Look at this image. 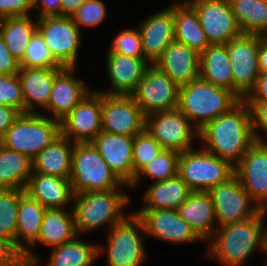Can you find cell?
Returning <instances> with one entry per match:
<instances>
[{"mask_svg": "<svg viewBox=\"0 0 267 266\" xmlns=\"http://www.w3.org/2000/svg\"><path fill=\"white\" fill-rule=\"evenodd\" d=\"M198 140L204 142L203 149L235 167L256 141L249 104L241 100L229 112L209 121L199 130Z\"/></svg>", "mask_w": 267, "mask_h": 266, "instance_id": "cell-1", "label": "cell"}, {"mask_svg": "<svg viewBox=\"0 0 267 266\" xmlns=\"http://www.w3.org/2000/svg\"><path fill=\"white\" fill-rule=\"evenodd\" d=\"M266 213L267 210H261L252 218L217 228L206 256L218 259L225 266H245L242 264L256 247L267 253V230L263 229Z\"/></svg>", "mask_w": 267, "mask_h": 266, "instance_id": "cell-2", "label": "cell"}, {"mask_svg": "<svg viewBox=\"0 0 267 266\" xmlns=\"http://www.w3.org/2000/svg\"><path fill=\"white\" fill-rule=\"evenodd\" d=\"M240 101L233 91L200 77L179 87L178 109L198 130L229 112Z\"/></svg>", "mask_w": 267, "mask_h": 266, "instance_id": "cell-3", "label": "cell"}, {"mask_svg": "<svg viewBox=\"0 0 267 266\" xmlns=\"http://www.w3.org/2000/svg\"><path fill=\"white\" fill-rule=\"evenodd\" d=\"M75 229L77 235L95 230L107 222L109 229L120 223L126 216L122 208L130 198L120 190L81 192L73 196Z\"/></svg>", "mask_w": 267, "mask_h": 266, "instance_id": "cell-4", "label": "cell"}, {"mask_svg": "<svg viewBox=\"0 0 267 266\" xmlns=\"http://www.w3.org/2000/svg\"><path fill=\"white\" fill-rule=\"evenodd\" d=\"M60 135V121L38 112L23 113L6 130L0 144L33 159Z\"/></svg>", "mask_w": 267, "mask_h": 266, "instance_id": "cell-5", "label": "cell"}, {"mask_svg": "<svg viewBox=\"0 0 267 266\" xmlns=\"http://www.w3.org/2000/svg\"><path fill=\"white\" fill-rule=\"evenodd\" d=\"M70 183L74 194L129 187L117 178L91 142L74 143Z\"/></svg>", "mask_w": 267, "mask_h": 266, "instance_id": "cell-6", "label": "cell"}, {"mask_svg": "<svg viewBox=\"0 0 267 266\" xmlns=\"http://www.w3.org/2000/svg\"><path fill=\"white\" fill-rule=\"evenodd\" d=\"M178 175L192 191H208L232 178L235 167L203 148H192L180 153Z\"/></svg>", "mask_w": 267, "mask_h": 266, "instance_id": "cell-7", "label": "cell"}, {"mask_svg": "<svg viewBox=\"0 0 267 266\" xmlns=\"http://www.w3.org/2000/svg\"><path fill=\"white\" fill-rule=\"evenodd\" d=\"M144 224L133 212L108 231L107 265L141 266L146 259L143 245ZM142 235V236H141Z\"/></svg>", "mask_w": 267, "mask_h": 266, "instance_id": "cell-8", "label": "cell"}, {"mask_svg": "<svg viewBox=\"0 0 267 266\" xmlns=\"http://www.w3.org/2000/svg\"><path fill=\"white\" fill-rule=\"evenodd\" d=\"M233 75V92L245 100L255 89L259 72V35L242 34L226 43Z\"/></svg>", "mask_w": 267, "mask_h": 266, "instance_id": "cell-9", "label": "cell"}, {"mask_svg": "<svg viewBox=\"0 0 267 266\" xmlns=\"http://www.w3.org/2000/svg\"><path fill=\"white\" fill-rule=\"evenodd\" d=\"M80 30L71 16L44 17L37 20V32L62 67L76 68L78 50L82 44Z\"/></svg>", "mask_w": 267, "mask_h": 266, "instance_id": "cell-10", "label": "cell"}, {"mask_svg": "<svg viewBox=\"0 0 267 266\" xmlns=\"http://www.w3.org/2000/svg\"><path fill=\"white\" fill-rule=\"evenodd\" d=\"M131 96L146 117L177 109L179 86L156 65L150 64Z\"/></svg>", "mask_w": 267, "mask_h": 266, "instance_id": "cell-11", "label": "cell"}, {"mask_svg": "<svg viewBox=\"0 0 267 266\" xmlns=\"http://www.w3.org/2000/svg\"><path fill=\"white\" fill-rule=\"evenodd\" d=\"M207 193L214 207L218 227L252 218L261 211L236 175L210 188Z\"/></svg>", "mask_w": 267, "mask_h": 266, "instance_id": "cell-12", "label": "cell"}, {"mask_svg": "<svg viewBox=\"0 0 267 266\" xmlns=\"http://www.w3.org/2000/svg\"><path fill=\"white\" fill-rule=\"evenodd\" d=\"M145 129L166 150L178 153L192 149V138H198L199 130L177 108L145 117Z\"/></svg>", "mask_w": 267, "mask_h": 266, "instance_id": "cell-13", "label": "cell"}, {"mask_svg": "<svg viewBox=\"0 0 267 266\" xmlns=\"http://www.w3.org/2000/svg\"><path fill=\"white\" fill-rule=\"evenodd\" d=\"M197 12L210 44H226L243 34L228 0H186Z\"/></svg>", "mask_w": 267, "mask_h": 266, "instance_id": "cell-14", "label": "cell"}, {"mask_svg": "<svg viewBox=\"0 0 267 266\" xmlns=\"http://www.w3.org/2000/svg\"><path fill=\"white\" fill-rule=\"evenodd\" d=\"M102 92H89L60 121L61 135L74 143L91 142L102 131Z\"/></svg>", "mask_w": 267, "mask_h": 266, "instance_id": "cell-15", "label": "cell"}, {"mask_svg": "<svg viewBox=\"0 0 267 266\" xmlns=\"http://www.w3.org/2000/svg\"><path fill=\"white\" fill-rule=\"evenodd\" d=\"M102 131L134 137L145 129V116L131 95L102 93Z\"/></svg>", "mask_w": 267, "mask_h": 266, "instance_id": "cell-16", "label": "cell"}, {"mask_svg": "<svg viewBox=\"0 0 267 266\" xmlns=\"http://www.w3.org/2000/svg\"><path fill=\"white\" fill-rule=\"evenodd\" d=\"M235 175L261 210H267V141L256 140L235 166Z\"/></svg>", "mask_w": 267, "mask_h": 266, "instance_id": "cell-17", "label": "cell"}, {"mask_svg": "<svg viewBox=\"0 0 267 266\" xmlns=\"http://www.w3.org/2000/svg\"><path fill=\"white\" fill-rule=\"evenodd\" d=\"M143 222L145 235L171 242L201 241L190 225L173 209H139L134 212Z\"/></svg>", "mask_w": 267, "mask_h": 266, "instance_id": "cell-18", "label": "cell"}, {"mask_svg": "<svg viewBox=\"0 0 267 266\" xmlns=\"http://www.w3.org/2000/svg\"><path fill=\"white\" fill-rule=\"evenodd\" d=\"M133 140L131 136L101 131L91 141L112 172L128 186L133 182Z\"/></svg>", "mask_w": 267, "mask_h": 266, "instance_id": "cell-19", "label": "cell"}, {"mask_svg": "<svg viewBox=\"0 0 267 266\" xmlns=\"http://www.w3.org/2000/svg\"><path fill=\"white\" fill-rule=\"evenodd\" d=\"M138 30L144 58L150 63L161 57L166 47L175 40L174 4L141 21Z\"/></svg>", "mask_w": 267, "mask_h": 266, "instance_id": "cell-20", "label": "cell"}, {"mask_svg": "<svg viewBox=\"0 0 267 266\" xmlns=\"http://www.w3.org/2000/svg\"><path fill=\"white\" fill-rule=\"evenodd\" d=\"M46 208L25 190H19L18 222L16 227V248L23 254L25 262L39 264L38 257L31 251L37 241ZM21 240L27 242L25 247Z\"/></svg>", "mask_w": 267, "mask_h": 266, "instance_id": "cell-21", "label": "cell"}, {"mask_svg": "<svg viewBox=\"0 0 267 266\" xmlns=\"http://www.w3.org/2000/svg\"><path fill=\"white\" fill-rule=\"evenodd\" d=\"M74 67H64L53 80L48 106L53 119L63 120L90 90L74 76Z\"/></svg>", "mask_w": 267, "mask_h": 266, "instance_id": "cell-22", "label": "cell"}, {"mask_svg": "<svg viewBox=\"0 0 267 266\" xmlns=\"http://www.w3.org/2000/svg\"><path fill=\"white\" fill-rule=\"evenodd\" d=\"M200 54L187 45L173 41L155 62L179 87L200 77Z\"/></svg>", "mask_w": 267, "mask_h": 266, "instance_id": "cell-23", "label": "cell"}, {"mask_svg": "<svg viewBox=\"0 0 267 266\" xmlns=\"http://www.w3.org/2000/svg\"><path fill=\"white\" fill-rule=\"evenodd\" d=\"M108 76L112 89L102 92L110 95H131L150 63L144 57H133L108 51L106 56Z\"/></svg>", "mask_w": 267, "mask_h": 266, "instance_id": "cell-24", "label": "cell"}, {"mask_svg": "<svg viewBox=\"0 0 267 266\" xmlns=\"http://www.w3.org/2000/svg\"><path fill=\"white\" fill-rule=\"evenodd\" d=\"M64 67H19L18 76L24 99V113H37L35 107L45 109L51 93L54 77Z\"/></svg>", "mask_w": 267, "mask_h": 266, "instance_id": "cell-25", "label": "cell"}, {"mask_svg": "<svg viewBox=\"0 0 267 266\" xmlns=\"http://www.w3.org/2000/svg\"><path fill=\"white\" fill-rule=\"evenodd\" d=\"M25 192L46 209H64L73 201L74 192L68 179L32 172Z\"/></svg>", "mask_w": 267, "mask_h": 266, "instance_id": "cell-26", "label": "cell"}, {"mask_svg": "<svg viewBox=\"0 0 267 266\" xmlns=\"http://www.w3.org/2000/svg\"><path fill=\"white\" fill-rule=\"evenodd\" d=\"M176 210L201 240L209 241L213 237L217 221L207 191H192Z\"/></svg>", "mask_w": 267, "mask_h": 266, "instance_id": "cell-27", "label": "cell"}, {"mask_svg": "<svg viewBox=\"0 0 267 266\" xmlns=\"http://www.w3.org/2000/svg\"><path fill=\"white\" fill-rule=\"evenodd\" d=\"M73 148L74 142L60 135L32 159V172L70 181Z\"/></svg>", "mask_w": 267, "mask_h": 266, "instance_id": "cell-28", "label": "cell"}, {"mask_svg": "<svg viewBox=\"0 0 267 266\" xmlns=\"http://www.w3.org/2000/svg\"><path fill=\"white\" fill-rule=\"evenodd\" d=\"M179 2L174 4L175 41L200 54L210 43L201 27L196 10L186 0Z\"/></svg>", "mask_w": 267, "mask_h": 266, "instance_id": "cell-29", "label": "cell"}, {"mask_svg": "<svg viewBox=\"0 0 267 266\" xmlns=\"http://www.w3.org/2000/svg\"><path fill=\"white\" fill-rule=\"evenodd\" d=\"M191 192L189 186L177 174L167 180L153 182L144 193L145 205L140 209L176 210Z\"/></svg>", "mask_w": 267, "mask_h": 266, "instance_id": "cell-30", "label": "cell"}, {"mask_svg": "<svg viewBox=\"0 0 267 266\" xmlns=\"http://www.w3.org/2000/svg\"><path fill=\"white\" fill-rule=\"evenodd\" d=\"M200 78L233 91V75L226 44H210L200 53Z\"/></svg>", "mask_w": 267, "mask_h": 266, "instance_id": "cell-31", "label": "cell"}, {"mask_svg": "<svg viewBox=\"0 0 267 266\" xmlns=\"http://www.w3.org/2000/svg\"><path fill=\"white\" fill-rule=\"evenodd\" d=\"M73 210L68 214L65 209H46L37 242L55 248L77 237Z\"/></svg>", "mask_w": 267, "mask_h": 266, "instance_id": "cell-32", "label": "cell"}, {"mask_svg": "<svg viewBox=\"0 0 267 266\" xmlns=\"http://www.w3.org/2000/svg\"><path fill=\"white\" fill-rule=\"evenodd\" d=\"M32 174V159L0 144V189L25 190Z\"/></svg>", "mask_w": 267, "mask_h": 266, "instance_id": "cell-33", "label": "cell"}, {"mask_svg": "<svg viewBox=\"0 0 267 266\" xmlns=\"http://www.w3.org/2000/svg\"><path fill=\"white\" fill-rule=\"evenodd\" d=\"M30 17H5L0 23V36L18 62L23 59L29 41L37 32V20L34 22Z\"/></svg>", "mask_w": 267, "mask_h": 266, "instance_id": "cell-34", "label": "cell"}, {"mask_svg": "<svg viewBox=\"0 0 267 266\" xmlns=\"http://www.w3.org/2000/svg\"><path fill=\"white\" fill-rule=\"evenodd\" d=\"M104 250L94 244L74 238L52 248L47 266H91Z\"/></svg>", "mask_w": 267, "mask_h": 266, "instance_id": "cell-35", "label": "cell"}, {"mask_svg": "<svg viewBox=\"0 0 267 266\" xmlns=\"http://www.w3.org/2000/svg\"><path fill=\"white\" fill-rule=\"evenodd\" d=\"M243 34L267 32V0H228Z\"/></svg>", "mask_w": 267, "mask_h": 266, "instance_id": "cell-36", "label": "cell"}, {"mask_svg": "<svg viewBox=\"0 0 267 266\" xmlns=\"http://www.w3.org/2000/svg\"><path fill=\"white\" fill-rule=\"evenodd\" d=\"M179 155L180 153L176 151L164 149L136 174L129 187H135L143 176L150 177L155 182L176 176L178 174Z\"/></svg>", "mask_w": 267, "mask_h": 266, "instance_id": "cell-37", "label": "cell"}, {"mask_svg": "<svg viewBox=\"0 0 267 266\" xmlns=\"http://www.w3.org/2000/svg\"><path fill=\"white\" fill-rule=\"evenodd\" d=\"M19 190L0 189V237L11 241L16 247Z\"/></svg>", "mask_w": 267, "mask_h": 266, "instance_id": "cell-38", "label": "cell"}, {"mask_svg": "<svg viewBox=\"0 0 267 266\" xmlns=\"http://www.w3.org/2000/svg\"><path fill=\"white\" fill-rule=\"evenodd\" d=\"M163 150L159 142L146 129L134 136L132 150L133 181L136 174Z\"/></svg>", "mask_w": 267, "mask_h": 266, "instance_id": "cell-39", "label": "cell"}, {"mask_svg": "<svg viewBox=\"0 0 267 266\" xmlns=\"http://www.w3.org/2000/svg\"><path fill=\"white\" fill-rule=\"evenodd\" d=\"M20 67L26 68H52L62 67L52 56L50 49L38 32L29 41Z\"/></svg>", "mask_w": 267, "mask_h": 266, "instance_id": "cell-40", "label": "cell"}, {"mask_svg": "<svg viewBox=\"0 0 267 266\" xmlns=\"http://www.w3.org/2000/svg\"><path fill=\"white\" fill-rule=\"evenodd\" d=\"M0 105H7L24 113V99L18 74L0 75Z\"/></svg>", "mask_w": 267, "mask_h": 266, "instance_id": "cell-41", "label": "cell"}, {"mask_svg": "<svg viewBox=\"0 0 267 266\" xmlns=\"http://www.w3.org/2000/svg\"><path fill=\"white\" fill-rule=\"evenodd\" d=\"M106 12V6L103 1L86 0L71 17L80 29L81 26L94 27L102 23Z\"/></svg>", "mask_w": 267, "mask_h": 266, "instance_id": "cell-42", "label": "cell"}, {"mask_svg": "<svg viewBox=\"0 0 267 266\" xmlns=\"http://www.w3.org/2000/svg\"><path fill=\"white\" fill-rule=\"evenodd\" d=\"M110 52L129 55L133 57H144L139 30H122L112 42Z\"/></svg>", "mask_w": 267, "mask_h": 266, "instance_id": "cell-43", "label": "cell"}, {"mask_svg": "<svg viewBox=\"0 0 267 266\" xmlns=\"http://www.w3.org/2000/svg\"><path fill=\"white\" fill-rule=\"evenodd\" d=\"M249 104L252 116V130L256 140L266 142L257 133V128H262V130L267 134V102L262 101H246Z\"/></svg>", "mask_w": 267, "mask_h": 266, "instance_id": "cell-44", "label": "cell"}, {"mask_svg": "<svg viewBox=\"0 0 267 266\" xmlns=\"http://www.w3.org/2000/svg\"><path fill=\"white\" fill-rule=\"evenodd\" d=\"M32 9L31 0H0V16H28Z\"/></svg>", "mask_w": 267, "mask_h": 266, "instance_id": "cell-45", "label": "cell"}, {"mask_svg": "<svg viewBox=\"0 0 267 266\" xmlns=\"http://www.w3.org/2000/svg\"><path fill=\"white\" fill-rule=\"evenodd\" d=\"M23 262V254L15 245L0 237V266H20Z\"/></svg>", "mask_w": 267, "mask_h": 266, "instance_id": "cell-46", "label": "cell"}, {"mask_svg": "<svg viewBox=\"0 0 267 266\" xmlns=\"http://www.w3.org/2000/svg\"><path fill=\"white\" fill-rule=\"evenodd\" d=\"M19 67V62L10 54L0 36V75L18 74Z\"/></svg>", "mask_w": 267, "mask_h": 266, "instance_id": "cell-47", "label": "cell"}, {"mask_svg": "<svg viewBox=\"0 0 267 266\" xmlns=\"http://www.w3.org/2000/svg\"><path fill=\"white\" fill-rule=\"evenodd\" d=\"M31 3L36 12L41 10L38 18L62 16L60 0H31Z\"/></svg>", "mask_w": 267, "mask_h": 266, "instance_id": "cell-48", "label": "cell"}, {"mask_svg": "<svg viewBox=\"0 0 267 266\" xmlns=\"http://www.w3.org/2000/svg\"><path fill=\"white\" fill-rule=\"evenodd\" d=\"M21 113L13 107L0 105V141L6 130L14 123Z\"/></svg>", "mask_w": 267, "mask_h": 266, "instance_id": "cell-49", "label": "cell"}, {"mask_svg": "<svg viewBox=\"0 0 267 266\" xmlns=\"http://www.w3.org/2000/svg\"><path fill=\"white\" fill-rule=\"evenodd\" d=\"M245 101L267 102V74H260L255 89L248 95Z\"/></svg>", "mask_w": 267, "mask_h": 266, "instance_id": "cell-50", "label": "cell"}, {"mask_svg": "<svg viewBox=\"0 0 267 266\" xmlns=\"http://www.w3.org/2000/svg\"><path fill=\"white\" fill-rule=\"evenodd\" d=\"M259 72L267 74V39L263 35H259Z\"/></svg>", "mask_w": 267, "mask_h": 266, "instance_id": "cell-51", "label": "cell"}, {"mask_svg": "<svg viewBox=\"0 0 267 266\" xmlns=\"http://www.w3.org/2000/svg\"><path fill=\"white\" fill-rule=\"evenodd\" d=\"M86 0H60L62 16H72Z\"/></svg>", "mask_w": 267, "mask_h": 266, "instance_id": "cell-52", "label": "cell"}, {"mask_svg": "<svg viewBox=\"0 0 267 266\" xmlns=\"http://www.w3.org/2000/svg\"><path fill=\"white\" fill-rule=\"evenodd\" d=\"M20 266H38V264L35 263H29V262H23Z\"/></svg>", "mask_w": 267, "mask_h": 266, "instance_id": "cell-53", "label": "cell"}, {"mask_svg": "<svg viewBox=\"0 0 267 266\" xmlns=\"http://www.w3.org/2000/svg\"><path fill=\"white\" fill-rule=\"evenodd\" d=\"M263 36L267 39V32Z\"/></svg>", "mask_w": 267, "mask_h": 266, "instance_id": "cell-54", "label": "cell"}]
</instances>
